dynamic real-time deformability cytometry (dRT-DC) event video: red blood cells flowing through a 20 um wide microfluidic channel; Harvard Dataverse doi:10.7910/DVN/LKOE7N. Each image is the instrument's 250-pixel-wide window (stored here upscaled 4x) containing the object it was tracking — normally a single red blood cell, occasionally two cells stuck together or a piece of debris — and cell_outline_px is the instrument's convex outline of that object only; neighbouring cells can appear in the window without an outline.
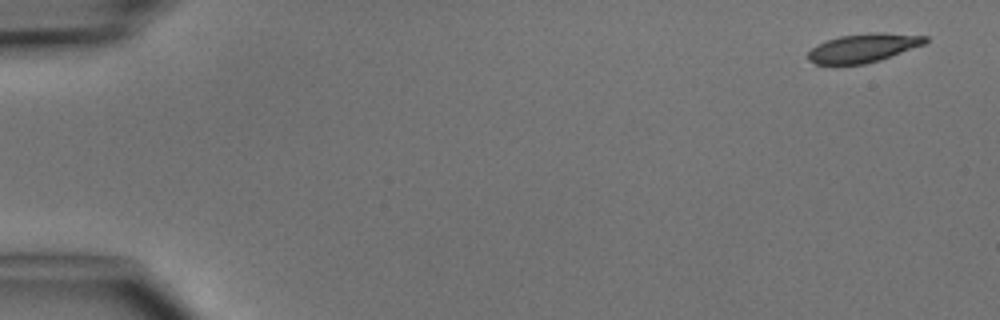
{"species": "common noctule bat (a hibernating species)", "species_latin": "Nyctalus noctula", "temperature_condition": "cold", "stored_images_in_passage": 5, "camera_frame_rate_fps": 3000, "um_per_image_px": 0.085, "animal": {"sex": "male", "body_mass_g": 15.6}, "frame": {"image": 1, "passage_image": 1, "time_ms": 0.0, "image_size_px": [1000, 320], "cell_outline_px": [[928, 40], [924, 44], [880, 60], [864, 64], [816, 64], [808, 60], [808, 52], [816, 44], [840, 36], [868, 32], [884, 32], [928, 36]], "centroid_in_image_um": [73.38, 4.06], "position_along_channel_um": 11.6, "area_um2": 19.59}}
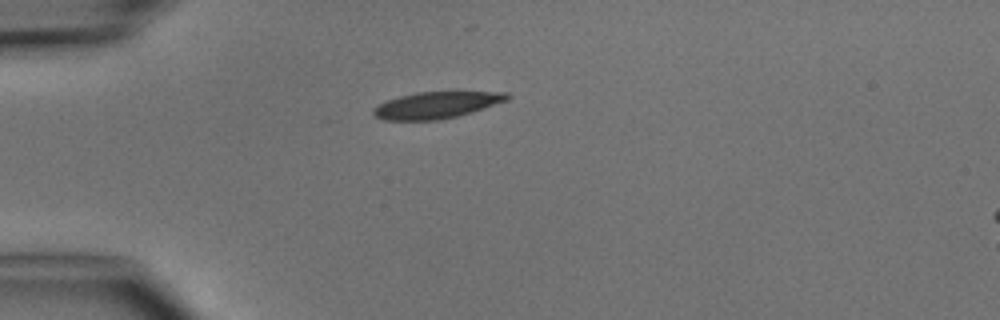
{"frame": {"image": 2, "passage_image": 4, "time_ms": 3.667, "image_size_px": [1000, 320], "cell_outline_px": [[512, 96], [508, 100], [472, 112], [440, 120], [384, 120], [376, 116], [372, 112], [372, 108], [388, 100], [400, 96], [416, 92], [508, 92]], "centroid_in_image_um": [37.12, 8.93], "position_along_channel_um": 47.9, "area_um2": 20.63}}